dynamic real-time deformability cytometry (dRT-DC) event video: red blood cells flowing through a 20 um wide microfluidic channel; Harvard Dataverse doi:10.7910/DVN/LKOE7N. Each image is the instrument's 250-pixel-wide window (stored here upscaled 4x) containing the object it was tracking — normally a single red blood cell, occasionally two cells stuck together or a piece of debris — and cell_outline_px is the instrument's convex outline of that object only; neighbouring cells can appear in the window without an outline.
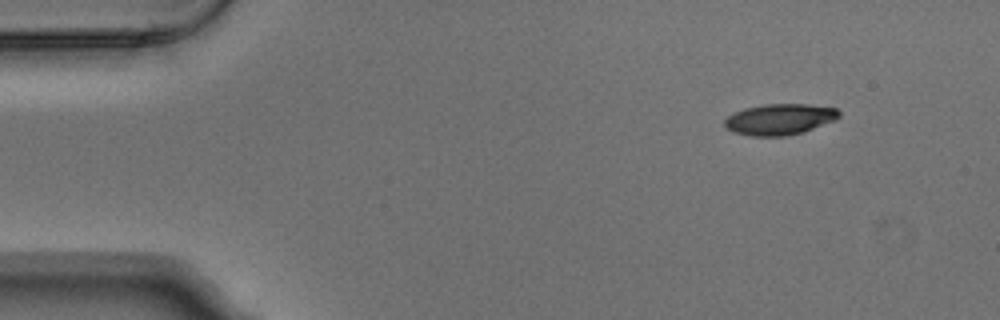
{"species": "Egyptian fruit bat (a non-hibernating species)", "species_latin": "Rousettus aegyptiacus", "temperature_condition": "warm", "stored_images_in_passage": 4, "camera_frame_rate_fps": 3000, "um_per_image_px": 0.085, "animal": {"sex": "male"}, "frame": {"image": 1, "passage_image": 1, "time_ms": 0.0, "image_size_px": [1000, 320], "cell_outline_px": [[840, 116], [836, 120], [788, 136], [752, 136], [736, 132], [728, 128], [724, 124], [724, 120], [728, 116], [744, 108], [764, 104], [808, 104], [836, 108], [840, 112]], "centroid_in_image_um": [66.29, 10.13], "position_along_channel_um": 18.7, "area_um2": 20.46}}
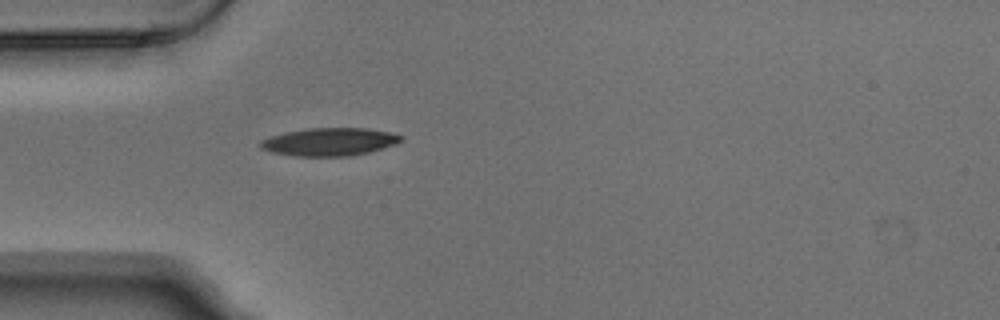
{"frame": {"image": 2, "passage_image": 4, "time_ms": 1.0, "image_size_px": [1000, 320], "cell_outline_px": [[404, 140], [368, 152], [352, 156], [296, 156], [272, 152], [260, 148], [260, 140], [272, 136], [288, 132], [308, 128], [368, 128], [388, 132], [404, 136]], "centroid_in_image_um": [28.0, 12.05], "position_along_channel_um": 57.0, "area_um2": 22.6}}